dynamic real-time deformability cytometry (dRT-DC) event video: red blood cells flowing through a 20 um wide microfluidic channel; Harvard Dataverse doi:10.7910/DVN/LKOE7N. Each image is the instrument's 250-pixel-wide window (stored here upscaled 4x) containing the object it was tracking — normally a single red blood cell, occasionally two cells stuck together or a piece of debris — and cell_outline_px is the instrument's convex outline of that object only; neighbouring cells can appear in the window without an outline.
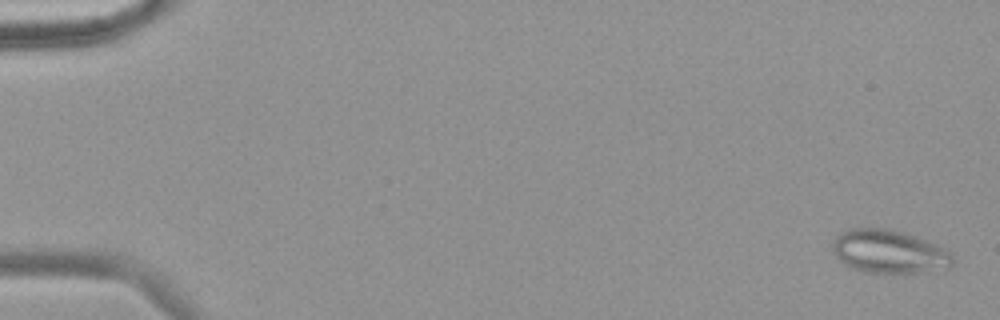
{"species": "common noctule bat (a hibernating species)", "species_latin": "Nyctalus noctula", "temperature_condition": "warm", "stored_images_in_passage": 59, "segment_of_instrument_passage": [1, 2], "camera_frame_rate_fps": 3000, "um_per_image_px": 0.085, "animal": {"sex": "female", "body_mass_g": 18.4}, "frame": {"image": 1, "passage_image": 2, "time_ms": 0.333, "image_size_px": [1000, 320], "cell_outline_px": [[956, 260], [948, 268], [912, 272], [864, 272], [852, 268], [844, 264], [836, 256], [832, 248], [832, 244], [836, 236], [840, 232], [852, 228], [884, 228], [904, 232], [940, 244], [948, 248]], "centroid_in_image_um": [75.61, 21.36], "position_along_channel_um": 9.4, "area_um2": 30.52}}
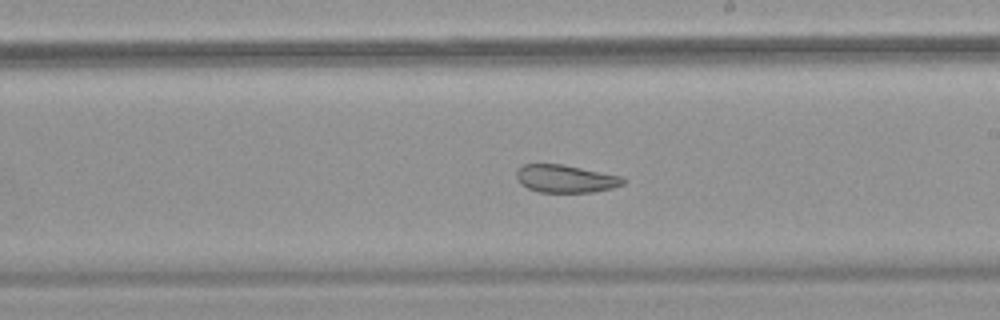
{"frame": {"image": 2, "passage_image": 35, "time_ms": 11.333, "image_size_px": [1000, 320], "cell_outline_px": [[624, 184], [612, 188], [592, 192], [540, 192], [528, 188], [520, 184], [516, 180], [516, 168], [524, 164], [564, 164], [620, 176], [624, 180]], "centroid_in_image_um": [48.01, 15.18], "position_along_channel_um": 241.0, "area_um2": 17.28}}
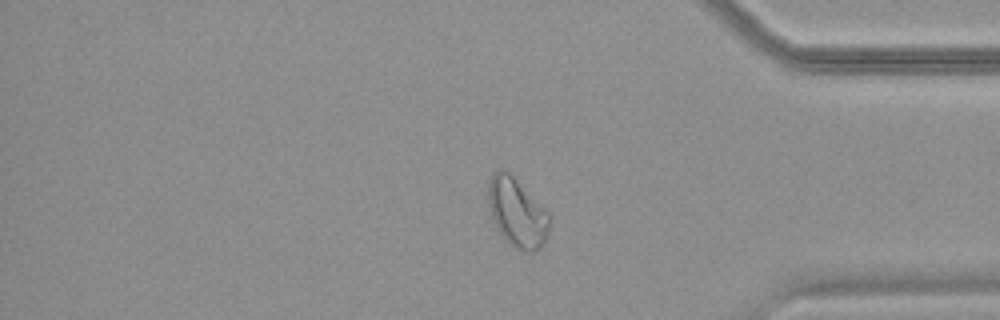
{"frame": {"image": 3, "passage_image": 49, "time_ms": 16.0, "image_size_px": [1000, 320], "cell_outline_px": [[548, 228], [544, 244], [540, 248], [532, 252], [528, 252], [516, 248], [508, 244], [496, 228], [492, 220], [488, 204], [488, 180], [500, 168], [504, 168], [548, 212]], "centroid_in_image_um": [43.9, 18.09], "position_along_channel_um": 391.3, "area_um2": 24.28}}